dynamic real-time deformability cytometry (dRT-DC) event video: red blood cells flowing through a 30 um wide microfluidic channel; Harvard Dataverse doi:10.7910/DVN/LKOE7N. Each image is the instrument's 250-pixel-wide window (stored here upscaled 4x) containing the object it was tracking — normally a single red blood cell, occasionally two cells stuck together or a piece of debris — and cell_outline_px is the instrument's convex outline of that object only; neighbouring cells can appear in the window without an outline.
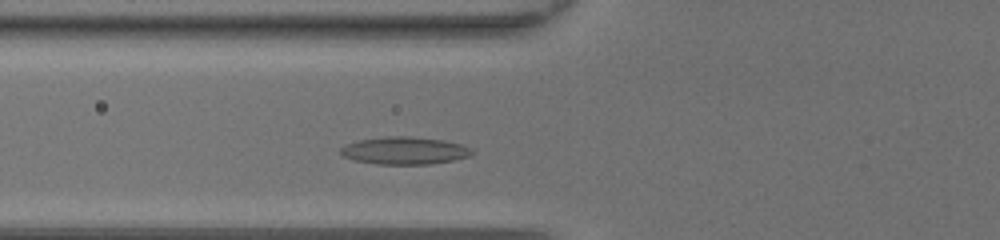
{"species": "common noctule bat (a hibernating species)", "species_latin": "Nyctalus noctula", "temperature_condition": "room temperature", "stored_images_in_passage": 30, "camera_frame_rate_fps": 3000, "um_per_image_px": 0.085, "animal": {"sex": "female", "body_mass_g": 20.0, "forearm_length_mm": 54.0}, "frame": {"image": 1, "passage_image": 7, "time_ms": 2.0, "image_size_px": [1000, 240], "cell_outline_px": [[476, 152], [468, 156], [452, 160], [432, 164], [376, 164], [356, 160], [344, 156], [340, 152], [340, 148], [356, 140], [388, 136], [412, 136], [444, 140], [464, 144], [472, 148]], "centroid_in_image_um": [34.44, 12.79], "position_along_channel_um": 91.4, "area_um2": 21.15}}
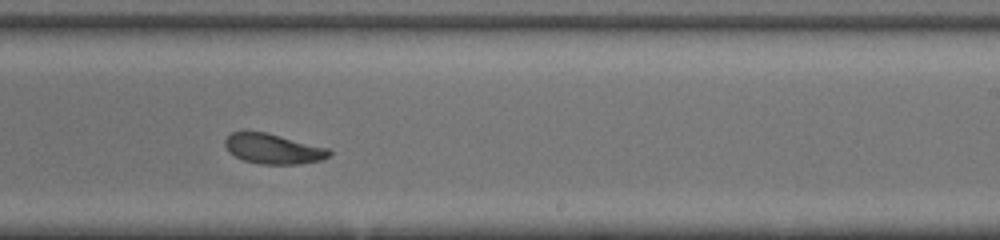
{"frame": {"image": 2, "passage_image": 19, "time_ms": 6.0, "image_size_px": [1000, 240], "cell_outline_px": [[332, 152], [324, 160], [300, 164], [260, 164], [244, 160], [228, 152], [224, 144], [224, 140], [232, 132], [268, 132], [332, 148]], "centroid_in_image_um": [23.29, 12.65], "position_along_channel_um": 265.7, "area_um2": 18.61}}
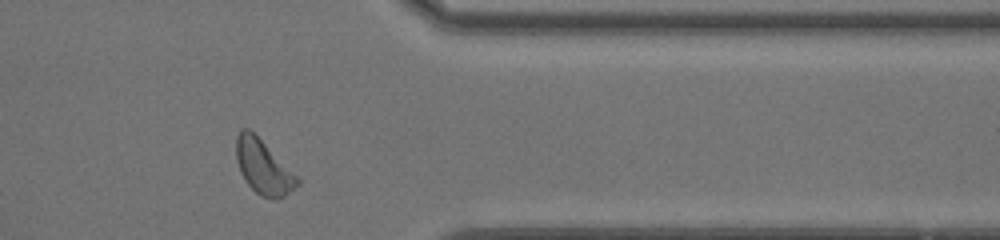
{"frame": {"image": 3, "passage_image": 28, "time_ms": 9.0, "image_size_px": [1000, 240], "cell_outline_px": [[300, 184], [284, 196], [272, 200], [260, 196], [244, 180], [240, 172], [236, 160], [236, 136], [240, 128], [248, 128], [300, 180]], "centroid_in_image_um": [22.34, 14.23], "position_along_channel_um": 389.1, "area_um2": 18.84}, "authors_computed_cell_mechanics": {"area_um2": 18.9006, "velocity_mm_per_s": 4.3591, "shape_relaxation_time_tau1_ms": 3.275, "shape_relaxation_time_tau2_ms": 4.7882, "deformation_change_tau1": 0.1099, "deformation_change_tau2": 0.1214}}